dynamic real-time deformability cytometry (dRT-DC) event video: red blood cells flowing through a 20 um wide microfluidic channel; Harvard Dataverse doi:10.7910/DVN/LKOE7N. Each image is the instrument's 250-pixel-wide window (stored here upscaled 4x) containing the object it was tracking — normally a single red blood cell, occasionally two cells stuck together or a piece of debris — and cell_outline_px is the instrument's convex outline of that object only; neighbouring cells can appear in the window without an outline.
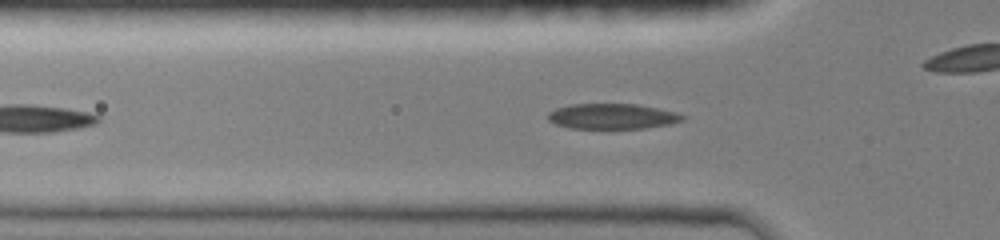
{"species": "common noctule bat (a hibernating species)", "species_latin": "Nyctalus noctula", "temperature_condition": "room temperature", "stored_images_in_passage": 40, "camera_frame_rate_fps": 3000, "um_per_image_px": 0.085, "animal": {"sex": "female", "body_mass_g": 19.0, "forearm_length_mm": 51.5}, "frame": {"image": 1, "passage_image": 15, "time_ms": 4.0, "image_size_px": [1000, 240], "cell_outline_px": [[684, 120], [668, 124], [644, 128], [572, 128], [556, 124], [548, 120], [548, 112], [556, 108], [572, 104], [636, 104], [676, 112], [684, 116]], "centroid_in_image_um": [52.02, 9.88], "position_along_channel_um": 73.8, "area_um2": 19.65}}
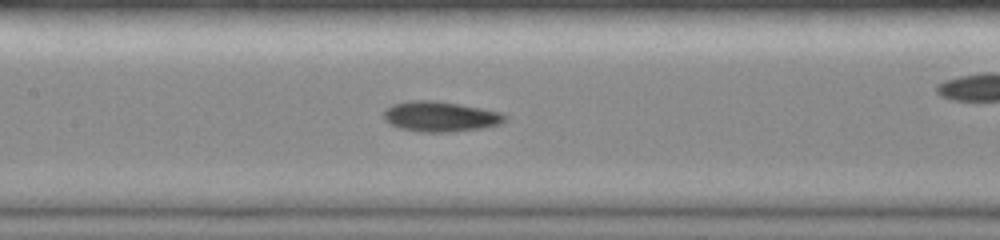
{"frame": {"image": 2, "passage_image": 22, "time_ms": 6.333, "image_size_px": [1000, 240], "cell_outline_px": [[508, 116], [500, 124], [480, 128], [448, 132], [424, 132], [400, 128], [384, 120], [384, 108], [392, 104], [408, 100], [436, 100], [480, 108], [500, 112]], "centroid_in_image_um": [37.39, 9.89], "position_along_channel_um": 170.0, "area_um2": 21.27}}
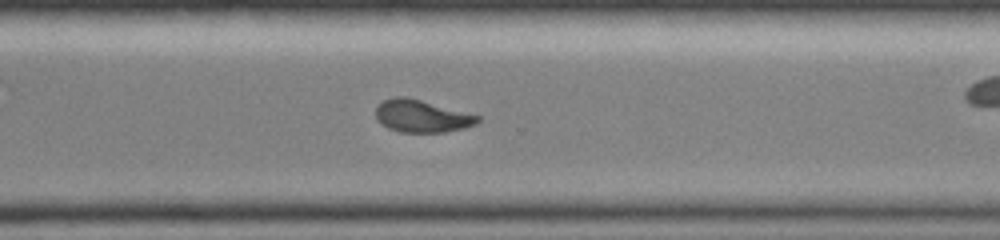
{"frame": {"image": 3, "passage_image": 32, "time_ms": 10.333, "image_size_px": [1000, 240], "cell_outline_px": [[480, 120], [476, 124], [464, 128], [444, 132], [400, 132], [388, 128], [376, 120], [376, 104], [384, 100], [396, 96], [404, 96], [420, 100], [480, 116]], "centroid_in_image_um": [35.81, 9.87], "position_along_channel_um": 334.8, "area_um2": 19.13}, "authors_computed_cell_mechanics": {"area_um2": 20.23, "velocity_mm_per_s": 4.1185, "shape_relaxation_time_tau1_ms": 7.087, "shape_relaxation_time_tau2_ms": 3.279, "deformation_change_tau1": 0.2223, "deformation_change_tau2": 0.0735}}